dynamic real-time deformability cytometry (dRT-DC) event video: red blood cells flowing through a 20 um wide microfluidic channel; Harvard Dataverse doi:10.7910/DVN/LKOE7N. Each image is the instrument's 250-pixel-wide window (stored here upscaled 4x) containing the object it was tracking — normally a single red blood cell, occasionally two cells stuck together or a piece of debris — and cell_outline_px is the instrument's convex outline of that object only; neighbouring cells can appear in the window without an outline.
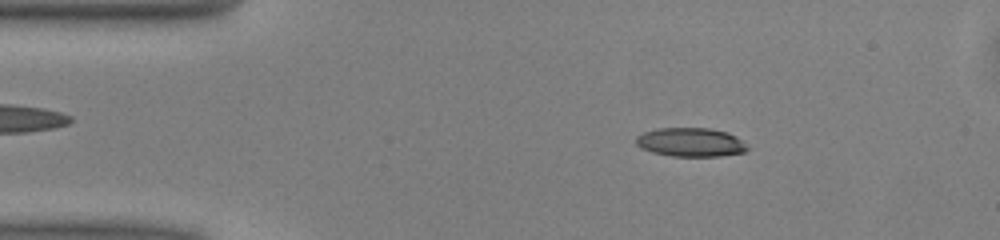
{"species": "common noctule bat (a hibernating species)", "species_latin": "Nyctalus noctula", "temperature_condition": "warm", "stored_images_in_passage": 47, "camera_frame_rate_fps": 3000, "um_per_image_px": 0.085, "animal": {"sex": "male", "body_mass_g": 13.0, "forearm_length_mm": 53.1}, "frame": {"image": 1, "passage_image": 5, "time_ms": 1.333, "image_size_px": [1000, 240], "cell_outline_px": [[748, 148], [744, 152], [720, 156], [672, 156], [652, 152], [640, 148], [636, 144], [636, 136], [644, 132], [656, 128], [708, 128], [728, 132], [736, 136]], "centroid_in_image_um": [58.67, 12.08], "position_along_channel_um": 26.3, "area_um2": 18.67}}
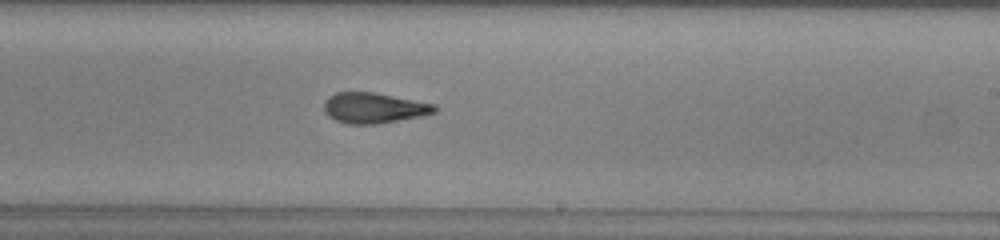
{"frame": {"image": 2, "passage_image": 26, "time_ms": 8.333, "image_size_px": [1000, 240], "cell_outline_px": [[440, 108], [436, 112], [420, 116], [376, 124], [348, 124], [336, 120], [328, 116], [324, 112], [324, 104], [328, 96], [336, 92], [372, 92], [436, 104]], "centroid_in_image_um": [31.78, 9.17], "position_along_channel_um": 257.2, "area_um2": 19.65}}
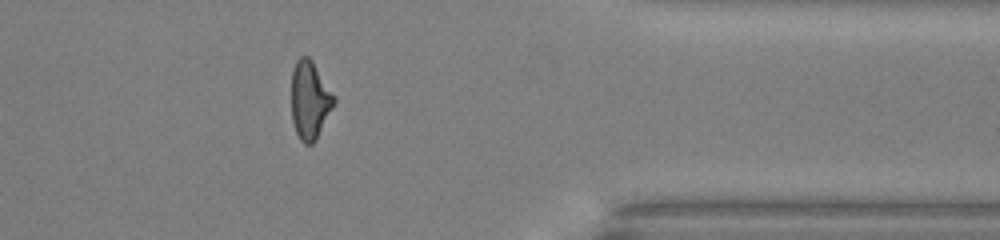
{"frame": {"image": 3, "passage_image": 37, "time_ms": 12.0, "image_size_px": [1000, 240], "cell_outline_px": [[336, 100], [316, 140], [312, 144], [304, 144], [300, 140], [296, 132], [292, 120], [292, 68], [296, 60], [300, 56], [308, 56], [312, 60], [336, 96]], "centroid_in_image_um": [26.34, 8.49], "position_along_channel_um": 385.1, "area_um2": 19.48}, "authors_computed_cell_mechanics": {"area_um2": 19.652, "velocity_mm_per_s": 4.0722, "shape_relaxation_time_tau1_ms": 7.0982, "shape_relaxation_time_tau2_ms": 2.1013, "deformation_change_tau1": 0.2209, "deformation_change_tau2": 0.1154}}